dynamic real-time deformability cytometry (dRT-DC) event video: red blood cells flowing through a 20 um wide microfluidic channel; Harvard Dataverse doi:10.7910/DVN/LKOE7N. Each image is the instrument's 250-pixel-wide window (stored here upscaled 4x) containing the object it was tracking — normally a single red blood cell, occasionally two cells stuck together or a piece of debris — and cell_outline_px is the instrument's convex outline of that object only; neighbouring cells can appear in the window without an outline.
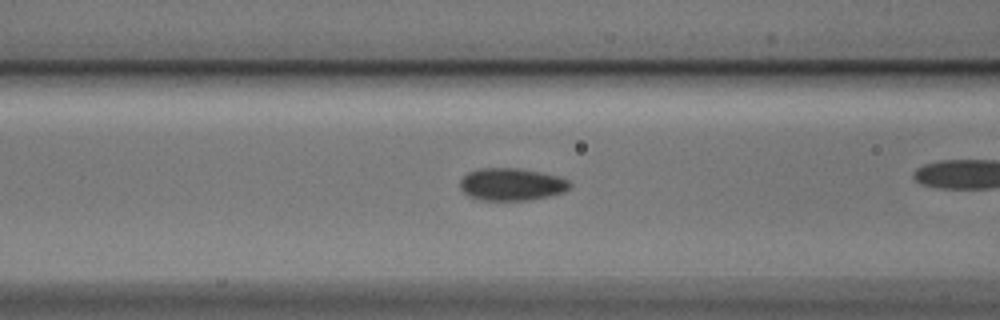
{"species": "Egyptian fruit bat (a non-hibernating species)", "species_latin": "Rousettus aegyptiacus", "temperature_condition": "cold", "stored_images_in_passage": 31, "camera_frame_rate_fps": 3000, "um_per_image_px": 0.085, "animal": {"sex": "male"}, "frame": {"image": 1, "passage_image": 9, "time_ms": 2.667, "image_size_px": [1000, 320], "cell_outline_px": [[572, 188], [564, 192], [552, 196], [532, 200], [480, 200], [468, 196], [460, 188], [460, 180], [468, 172], [480, 168], [516, 168], [540, 172], [560, 176], [568, 180], [572, 184]], "centroid_in_image_um": [43.53, 15.68], "position_along_channel_um": 123.1, "area_um2": 21.04}}
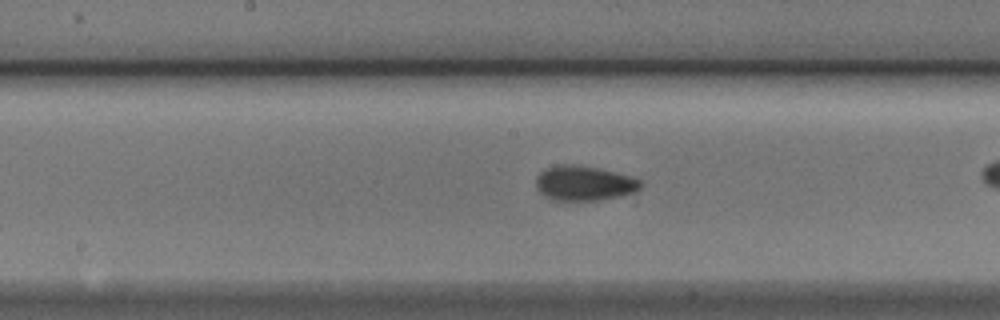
{"frame": {"image": 2, "passage_image": 15, "time_ms": 4.667, "image_size_px": [1000, 320], "cell_outline_px": [[644, 184], [640, 188], [632, 192], [620, 196], [600, 200], [552, 200], [544, 196], [536, 188], [536, 180], [540, 172], [548, 168], [560, 164], [576, 164], [600, 168], [632, 176], [640, 180]], "centroid_in_image_um": [49.66, 15.57], "position_along_channel_um": 198.5, "area_um2": 21.33}}
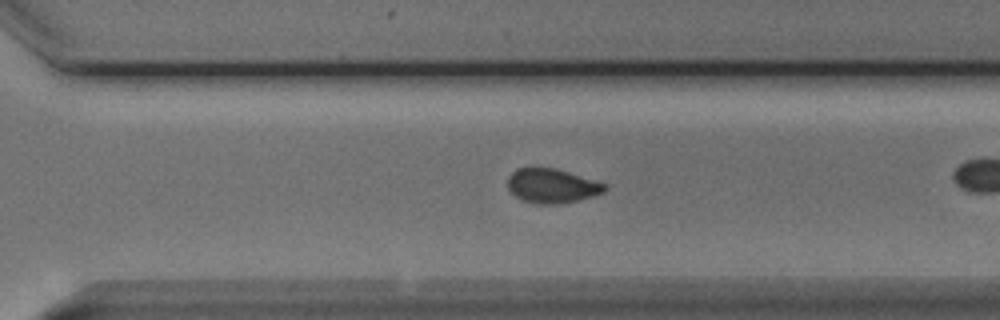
{"frame": {"image": 3, "passage_image": 25, "time_ms": 8.0, "image_size_px": [1000, 320], "cell_outline_px": [[608, 188], [604, 192], [592, 196], [560, 204], [540, 204], [524, 200], [516, 196], [508, 188], [508, 176], [512, 172], [520, 168], [532, 164], [556, 168], [608, 184]], "centroid_in_image_um": [46.91, 15.75], "position_along_channel_um": 323.7, "area_um2": 19.77}}